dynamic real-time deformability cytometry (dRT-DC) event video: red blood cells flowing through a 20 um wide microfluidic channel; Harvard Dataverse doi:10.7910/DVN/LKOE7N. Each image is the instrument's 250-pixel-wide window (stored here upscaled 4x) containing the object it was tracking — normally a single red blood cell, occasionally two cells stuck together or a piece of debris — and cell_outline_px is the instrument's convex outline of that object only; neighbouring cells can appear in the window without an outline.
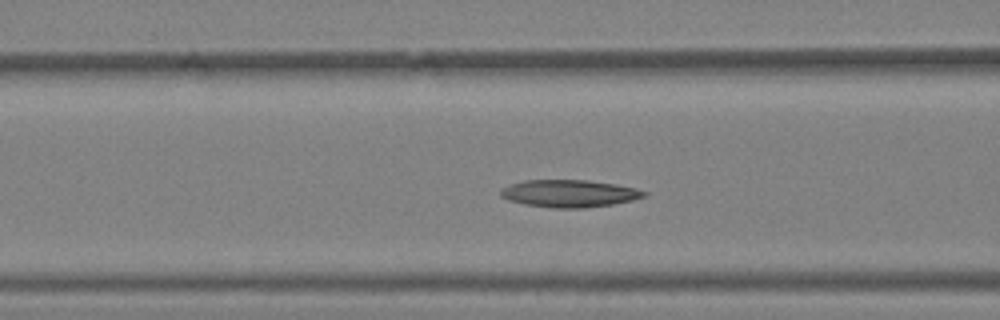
{"species": "Egyptian fruit bat (a non-hibernating species)", "species_latin": "Rousettus aegyptiacus", "temperature_condition": "warm", "stored_images_in_passage": 38, "camera_frame_rate_fps": 3000, "um_per_image_px": 0.085, "animal": {"sex": "female"}, "frame": {"image": 1, "passage_image": 13, "time_ms": 4.0, "image_size_px": [1000, 320], "cell_outline_px": [[648, 196], [632, 200], [612, 204], [584, 208], [552, 208], [524, 204], [508, 200], [500, 196], [500, 192], [504, 188], [512, 184], [524, 180], [588, 180], [616, 184], [636, 188], [648, 192]], "centroid_in_image_um": [48.43, 16.45], "position_along_channel_um": 118.2, "area_um2": 22.89}}
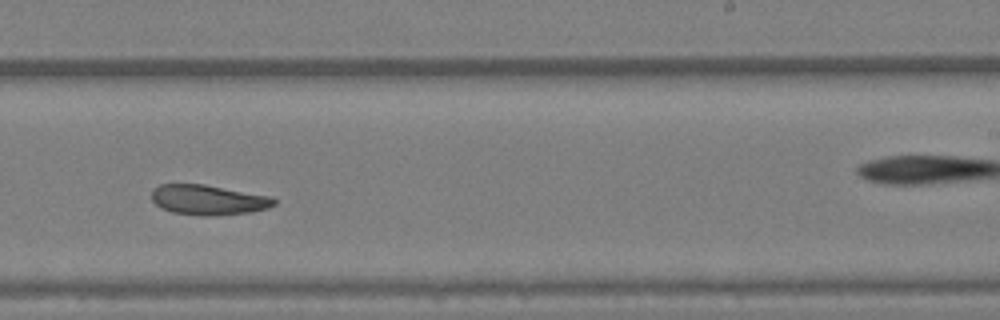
{"frame": {"image": 2, "passage_image": 22, "time_ms": 7.0, "image_size_px": [1000, 320], "cell_outline_px": [[276, 204], [268, 208], [248, 212], [208, 216], [204, 216], [172, 212], [160, 208], [152, 200], [152, 188], [160, 184], [204, 184], [272, 196], [276, 200]], "centroid_in_image_um": [17.69, 16.98], "position_along_channel_um": 271.3, "area_um2": 21.5}}
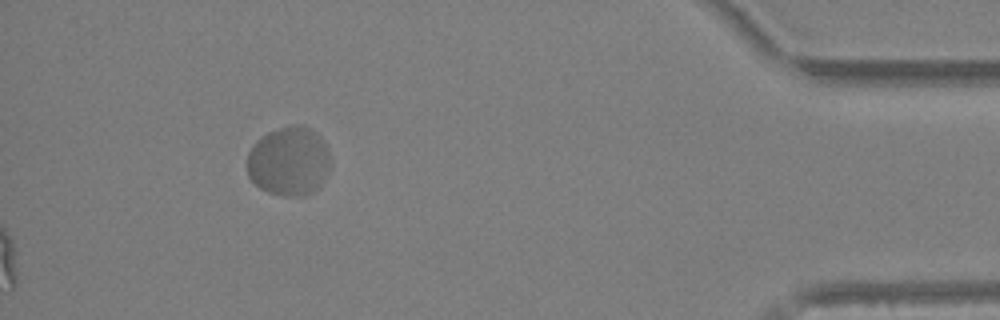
{"frame": {"image": 3, "passage_image": 38, "time_ms": 12.333, "image_size_px": [1000, 320], "cell_outline_px": [[328, 172], [324, 180], [312, 192], [304, 196], [284, 196], [268, 192], [260, 188], [248, 176], [248, 152], [252, 144], [260, 136], [268, 132], [280, 128], [296, 124], [312, 128], [320, 136], [328, 148]], "centroid_in_image_um": [24.55, 13.69], "position_along_channel_um": 410.7, "area_um2": 33.58}}